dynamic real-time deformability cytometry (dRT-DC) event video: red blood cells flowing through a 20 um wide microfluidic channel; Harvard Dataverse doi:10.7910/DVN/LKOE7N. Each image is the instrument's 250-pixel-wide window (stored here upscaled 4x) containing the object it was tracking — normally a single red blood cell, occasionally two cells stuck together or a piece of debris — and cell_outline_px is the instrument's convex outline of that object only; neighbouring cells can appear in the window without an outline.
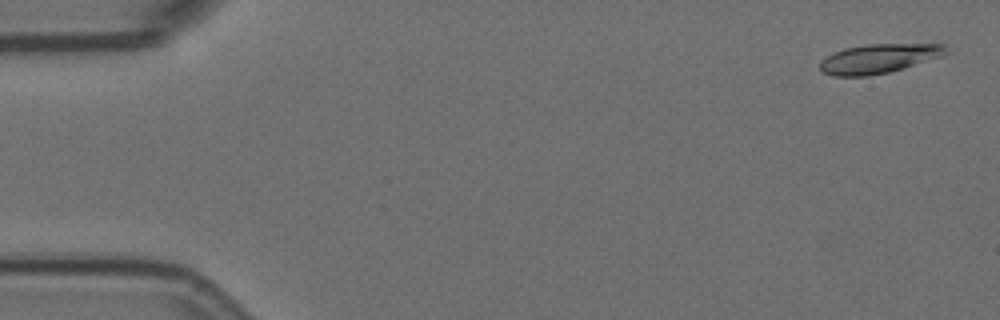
{"species": "Egyptian fruit bat (a non-hibernating species)", "species_latin": "Rousettus aegyptiacus", "temperature_condition": "room temperature", "stored_images_in_passage": 56, "camera_frame_rate_fps": 3000, "um_per_image_px": 0.085, "animal": {"sex": "female"}, "frame": {"image": 1, "passage_image": 2, "time_ms": 0.333, "image_size_px": [1000, 320], "cell_outline_px": [[948, 52], [940, 56], [888, 72], [868, 76], [832, 76], [820, 72], [820, 60], [832, 52], [844, 48], [868, 44], [944, 44]], "centroid_in_image_um": [74.59, 4.98], "position_along_channel_um": 10.4, "area_um2": 21.33}}
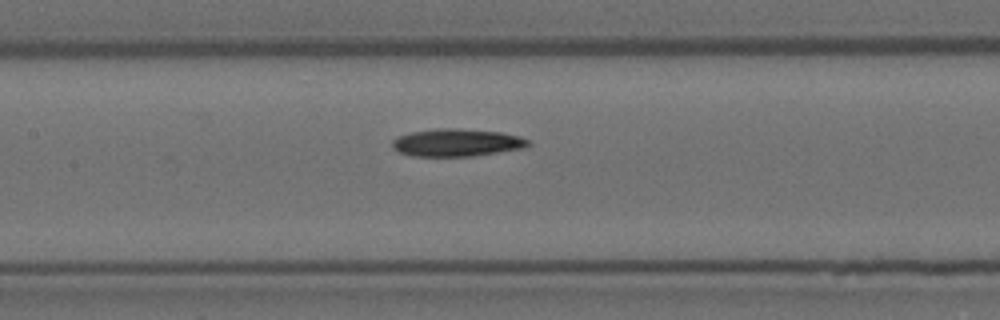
{"frame": {"image": 2, "passage_image": 26, "time_ms": 8.333, "image_size_px": [1000, 320], "cell_outline_px": [[532, 144], [524, 148], [472, 156], [412, 156], [400, 152], [392, 148], [392, 140], [400, 136], [412, 132], [436, 128], [460, 128], [500, 132], [520, 136], [528, 140]], "centroid_in_image_um": [38.84, 12.12], "position_along_channel_um": 168.6, "area_um2": 21.85}}
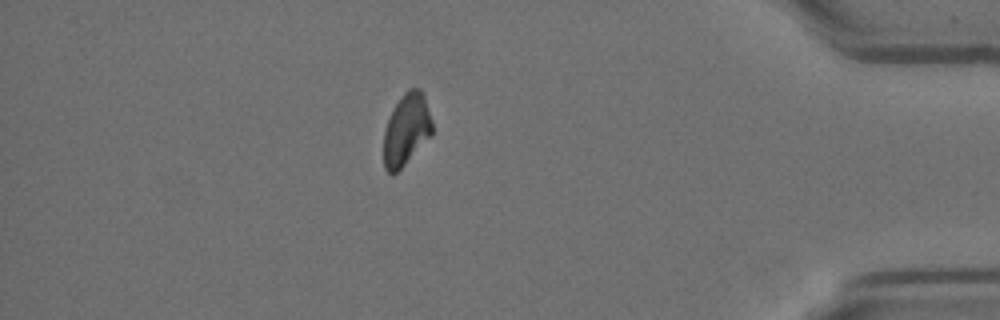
{"frame": {"image": 3, "passage_image": 49, "time_ms": 16.0, "image_size_px": [1000, 320], "cell_outline_px": [[432, 136], [392, 176], [384, 168], [384, 132], [392, 108], [404, 92], [408, 88], [420, 88], [424, 92], [432, 120]], "centroid_in_image_um": [34.56, 10.98], "position_along_channel_um": 400.6, "area_um2": 20.46}}